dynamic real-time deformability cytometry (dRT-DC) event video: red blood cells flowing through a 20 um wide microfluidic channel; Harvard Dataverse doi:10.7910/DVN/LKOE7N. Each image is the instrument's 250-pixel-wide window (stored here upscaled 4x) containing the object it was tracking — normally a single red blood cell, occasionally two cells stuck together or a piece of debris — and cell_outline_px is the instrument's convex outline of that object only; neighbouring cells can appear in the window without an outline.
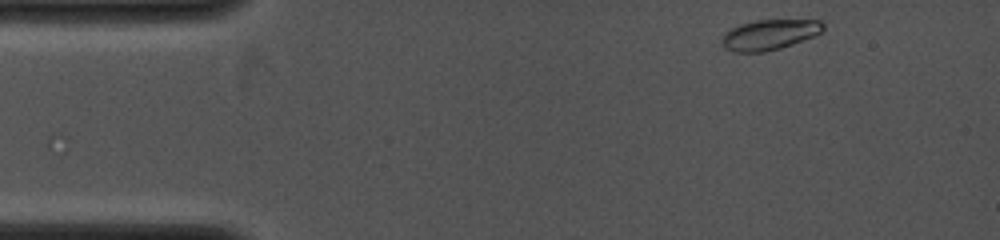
{"species": "common noctule bat (a hibernating species)", "species_latin": "Nyctalus noctula", "temperature_condition": "cold", "stored_images_in_passage": 5, "camera_frame_rate_fps": 4000, "um_per_image_px": 0.085, "animal": {"sex": "female", "body_mass_g": 19.0, "forearm_length_mm": 53.3}, "frame": {"image": 1, "passage_image": 1, "time_ms": 0.0, "image_size_px": [1000, 240], "cell_outline_px": [[824, 28], [820, 32], [812, 36], [792, 44], [780, 48], [764, 52], [736, 52], [724, 48], [720, 40], [724, 32], [740, 24], [756, 20], [820, 20], [824, 24]], "centroid_in_image_um": [65.35, 2.95], "position_along_channel_um": 19.6, "area_um2": 17.8}}
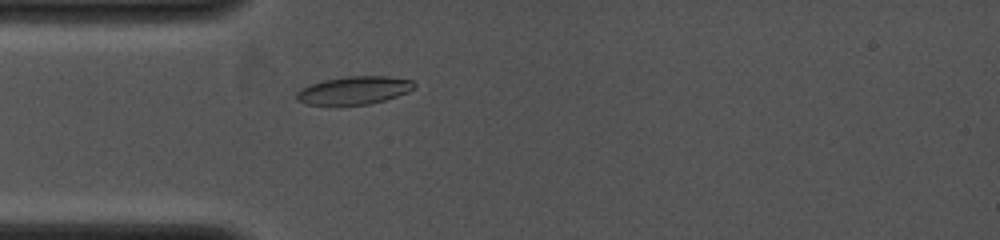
{"frame": {"image": 2, "passage_image": 5, "time_ms": 2.5, "image_size_px": [1000, 240], "cell_outline_px": [[416, 88], [408, 92], [384, 100], [368, 104], [304, 104], [296, 100], [296, 92], [300, 88], [324, 80], [344, 76], [388, 76], [412, 80], [416, 84]], "centroid_in_image_um": [30.11, 7.66], "position_along_channel_um": 54.9, "area_um2": 19.13}}